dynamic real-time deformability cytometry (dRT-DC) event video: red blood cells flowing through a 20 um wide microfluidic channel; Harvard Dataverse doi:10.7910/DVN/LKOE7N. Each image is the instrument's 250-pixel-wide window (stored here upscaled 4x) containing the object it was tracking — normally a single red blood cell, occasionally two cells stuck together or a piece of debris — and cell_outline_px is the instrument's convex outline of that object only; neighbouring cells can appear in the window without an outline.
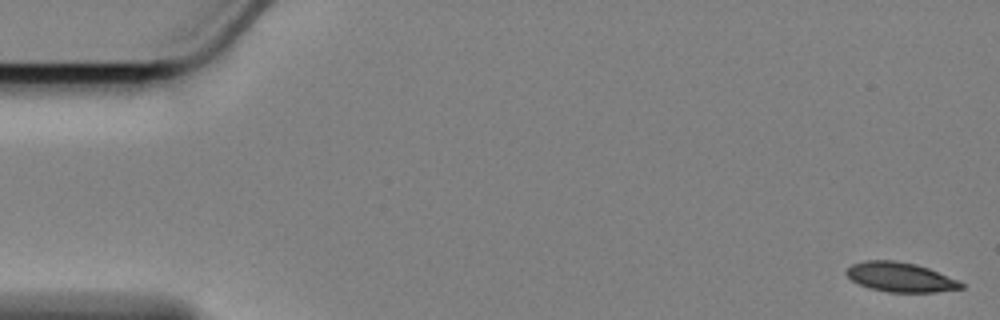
{"species": "Egyptian fruit bat (a non-hibernating species)", "species_latin": "Rousettus aegyptiacus", "temperature_condition": "cold", "stored_images_in_passage": 58, "camera_frame_rate_fps": 3000, "um_per_image_px": 0.085, "animal": {"sex": "female"}, "frame": {"image": 1, "passage_image": 1, "time_ms": 0.0, "image_size_px": [1000, 320], "cell_outline_px": [[964, 288], [936, 292], [888, 292], [868, 288], [852, 280], [844, 272], [852, 264], [864, 260], [892, 260], [916, 264], [928, 268], [956, 280], [964, 284]], "centroid_in_image_um": [76.5, 23.56], "position_along_channel_um": 8.5, "area_um2": 19.59}}
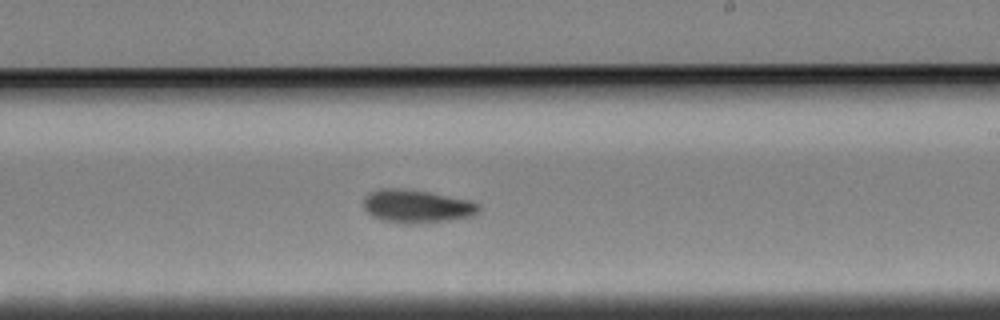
{"frame": {"image": 2, "passage_image": 34, "time_ms": 11.0, "image_size_px": [1000, 320], "cell_outline_px": [[480, 208], [472, 216], [448, 220], [380, 220], [372, 216], [364, 208], [364, 196], [368, 192], [380, 188], [400, 188], [432, 192], [468, 200], [480, 204]], "centroid_in_image_um": [35.4, 17.46], "position_along_channel_um": 253.6, "area_um2": 21.33}}
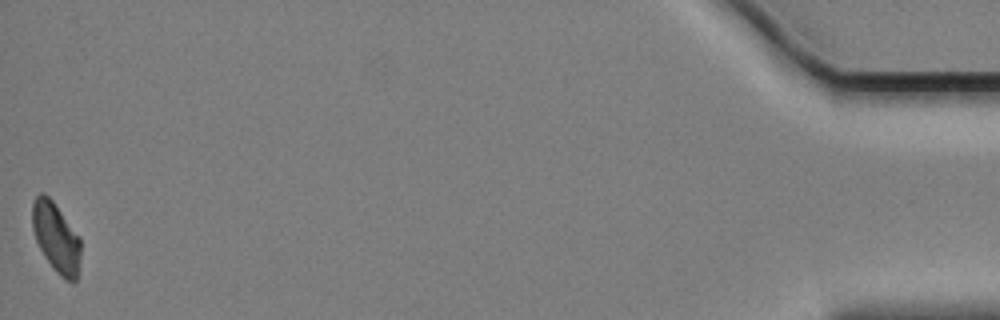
{"frame": {"image": 3, "passage_image": 58, "time_ms": 19.0, "image_size_px": [1000, 320], "cell_outline_px": [[80, 256], [76, 280], [64, 280], [52, 268], [44, 256], [36, 240], [32, 228], [32, 204], [36, 196], [40, 192], [44, 192], [52, 200], [80, 236]], "centroid_in_image_um": [4.75, 20.17], "position_along_channel_um": 430.4, "area_um2": 19.65}, "authors_computed_cell_mechanics": {"area_um2": 21.0392, "velocity_mm_per_s": 3.3989, "shape_relaxation_time_tau1_ms": 6.1851, "shape_relaxation_time_tau2_ms": 7.8016, "deformation_change_tau1": 0.1256, "deformation_change_tau2": 0.1039}}